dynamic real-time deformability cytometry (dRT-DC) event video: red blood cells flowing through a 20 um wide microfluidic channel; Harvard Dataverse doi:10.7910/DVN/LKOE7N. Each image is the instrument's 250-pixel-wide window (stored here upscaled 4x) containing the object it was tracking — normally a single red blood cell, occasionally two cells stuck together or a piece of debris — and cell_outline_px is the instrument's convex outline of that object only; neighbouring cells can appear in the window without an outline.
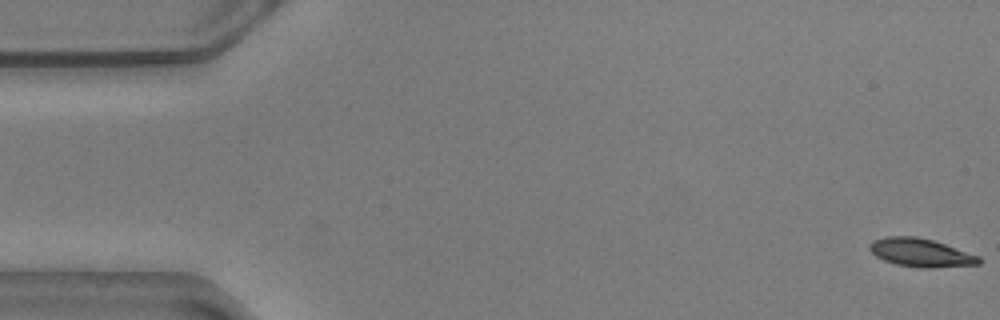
{"species": "common noctule bat (a hibernating species)", "species_latin": "Nyctalus noctula", "temperature_condition": "warm", "stored_images_in_passage": 57, "camera_frame_rate_fps": 3000, "um_per_image_px": 0.085, "animal": {"sex": "male", "body_mass_g": 20.5, "forearm_length_mm": 52.5}, "frame": {"image": 1, "passage_image": 1, "time_ms": 0.0, "image_size_px": [1000, 320], "cell_outline_px": [[980, 264], [932, 268], [920, 268], [896, 264], [884, 260], [876, 256], [868, 248], [868, 244], [872, 240], [888, 236], [916, 236], [932, 240], [980, 256]], "centroid_in_image_um": [78.24, 21.47], "position_along_channel_um": 6.8, "area_um2": 18.03}}
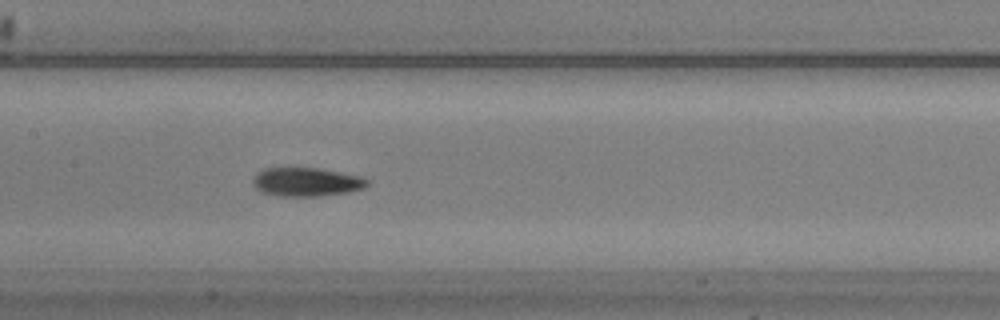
{"frame": {"image": 2, "passage_image": 27, "time_ms": 8.667, "image_size_px": [1000, 320], "cell_outline_px": [[368, 184], [364, 188], [348, 192], [324, 196], [280, 196], [260, 192], [252, 184], [252, 180], [264, 168], [320, 168], [360, 176], [368, 180]], "centroid_in_image_um": [26.05, 15.47], "position_along_channel_um": 181.3, "area_um2": 19.13}}
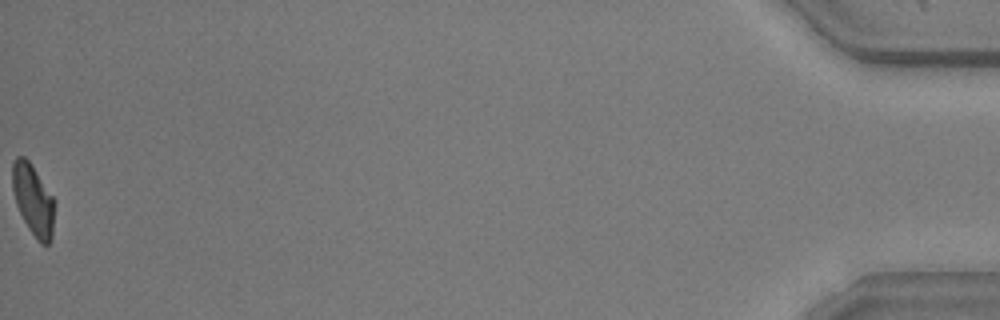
{"frame": {"image": 3, "passage_image": 57, "time_ms": 18.667, "image_size_px": [1000, 320], "cell_outline_px": [[56, 204], [52, 236], [48, 244], [40, 244], [28, 228], [16, 204], [12, 188], [12, 160], [16, 156], [24, 156], [32, 164], [56, 200]], "centroid_in_image_um": [2.84, 16.96], "position_along_channel_um": 432.4, "area_um2": 17.86}, "authors_computed_cell_mechanics": {"area_um2": 18.3226, "velocity_mm_per_s": 3.5731, "shape_relaxation_time_tau1_ms": 3.9333, "shape_relaxation_time_tau2_ms": 3.5533, "deformation_change_tau1": 0.1365, "deformation_change_tau2": 0.0996}}